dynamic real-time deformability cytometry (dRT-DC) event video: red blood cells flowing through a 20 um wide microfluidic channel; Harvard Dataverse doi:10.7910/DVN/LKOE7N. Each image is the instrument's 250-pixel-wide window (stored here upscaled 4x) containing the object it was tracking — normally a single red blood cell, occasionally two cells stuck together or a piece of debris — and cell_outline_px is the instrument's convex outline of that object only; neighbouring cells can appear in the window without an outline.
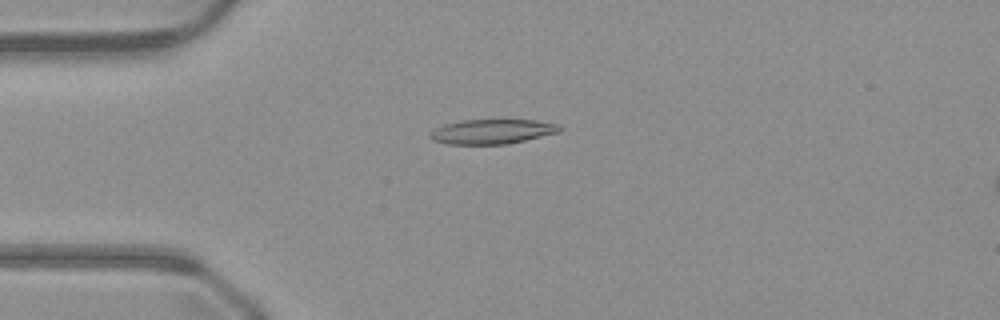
{"species": "common noctule bat (a hibernating species)", "species_latin": "Nyctalus noctula", "temperature_condition": "warm", "stored_images_in_passage": 50, "camera_frame_rate_fps": 3000, "um_per_image_px": 0.085, "animal": {"sex": "male", "body_mass_g": 23.1, "forearm_length_mm": 52.7}, "frame": {"image": 1, "passage_image": 13, "time_ms": 4.0, "image_size_px": [1000, 320], "cell_outline_px": [[564, 128], [560, 132], [508, 144], [448, 144], [432, 140], [428, 136], [436, 128], [444, 124], [464, 120], [536, 120], [560, 124]], "centroid_in_image_um": [41.88, 11.18], "position_along_channel_um": 43.1, "area_um2": 18.67}}
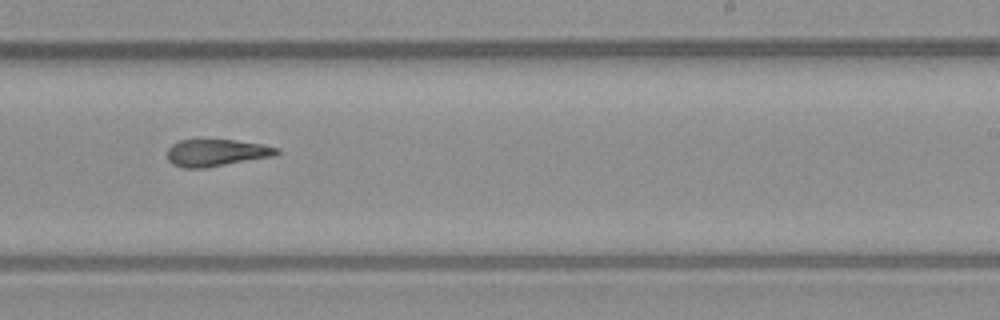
{"frame": {"image": 2, "passage_image": 31, "time_ms": 10.0, "image_size_px": [1000, 320], "cell_outline_px": [[280, 152], [276, 156], [204, 168], [184, 168], [172, 164], [168, 160], [168, 148], [172, 144], [180, 140], [236, 140], [264, 144], [280, 148]], "centroid_in_image_um": [18.44, 12.98], "position_along_channel_um": 270.6, "area_um2": 17.4}}
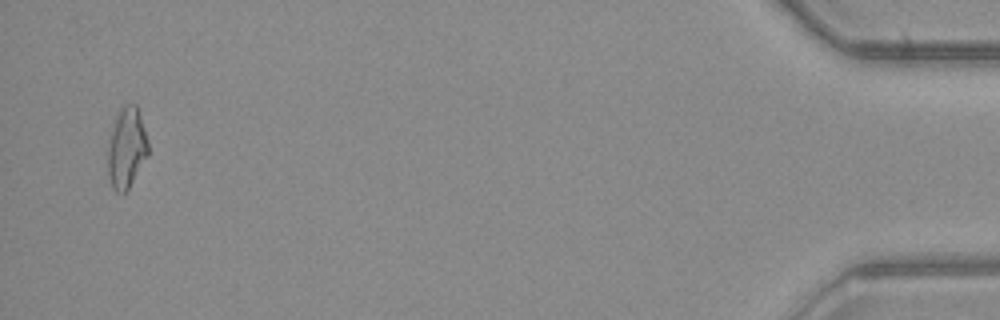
{"frame": {"image": 3, "passage_image": 49, "time_ms": 16.0, "image_size_px": [1000, 320], "cell_outline_px": [[148, 156], [128, 188], [124, 192], [116, 192], [112, 188], [108, 176], [108, 144], [116, 116], [120, 108], [128, 104], [136, 104], [140, 112], [148, 140]], "centroid_in_image_um": [10.77, 12.56], "position_along_channel_um": 424.4, "area_um2": 18.9}}